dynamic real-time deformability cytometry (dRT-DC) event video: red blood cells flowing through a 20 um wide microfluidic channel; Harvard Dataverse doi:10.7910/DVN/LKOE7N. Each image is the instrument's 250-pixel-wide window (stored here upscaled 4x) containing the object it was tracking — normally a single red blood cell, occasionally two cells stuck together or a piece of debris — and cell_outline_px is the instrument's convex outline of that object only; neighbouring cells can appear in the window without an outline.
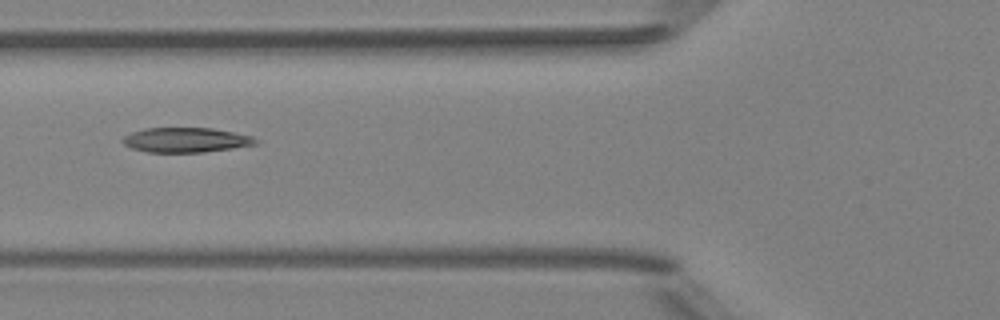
{"species": "Egyptian fruit bat (a non-hibernating species)", "species_latin": "Rousettus aegyptiacus", "temperature_condition": "room temperature", "stored_images_in_passage": 2, "camera_frame_rate_fps": 3000, "um_per_image_px": 0.085, "animal": {"sex": "female"}, "frame": {"image": 1, "passage_image": 2, "time_ms": 0.333, "image_size_px": [1000, 320], "cell_outline_px": [[260, 144], [204, 152], [148, 152], [132, 148], [124, 144], [120, 140], [124, 136], [132, 132], [148, 128], [212, 128], [252, 136], [260, 140]], "centroid_in_image_um": [15.84, 11.9], "position_along_channel_um": 110.0, "area_um2": 19.19}}